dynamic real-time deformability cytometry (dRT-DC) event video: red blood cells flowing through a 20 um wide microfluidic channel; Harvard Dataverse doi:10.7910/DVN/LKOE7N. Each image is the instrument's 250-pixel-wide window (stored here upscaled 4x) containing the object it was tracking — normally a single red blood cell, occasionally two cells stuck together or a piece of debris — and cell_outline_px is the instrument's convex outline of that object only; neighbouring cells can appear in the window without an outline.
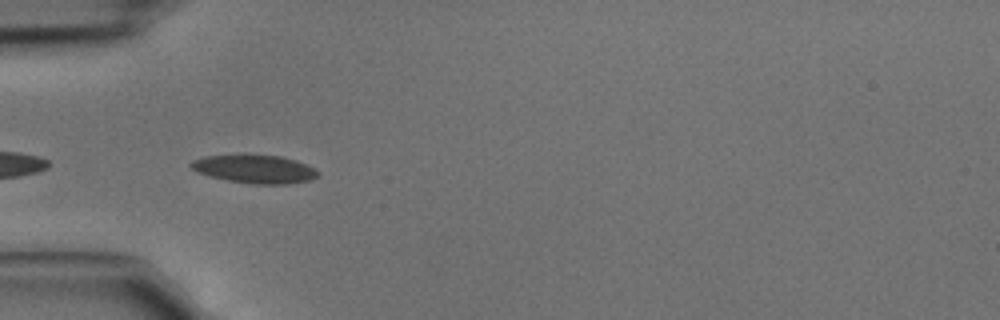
{"species": "common noctule bat (a hibernating species)", "species_latin": "Nyctalus noctula", "temperature_condition": "cold", "stored_images_in_passage": 17, "camera_frame_rate_fps": 3000, "um_per_image_px": 0.085, "animal": {"sex": "male", "body_mass_g": 15.6}, "frame": {"image": 1, "passage_image": 15, "time_ms": 4.667, "image_size_px": [1000, 320], "cell_outline_px": [[320, 176], [312, 180], [288, 184], [252, 184], [228, 180], [196, 172], [188, 164], [192, 160], [204, 156], [280, 156], [296, 160], [320, 172]], "centroid_in_image_um": [21.68, 14.39], "position_along_channel_um": 63.3, "area_um2": 20.58}}